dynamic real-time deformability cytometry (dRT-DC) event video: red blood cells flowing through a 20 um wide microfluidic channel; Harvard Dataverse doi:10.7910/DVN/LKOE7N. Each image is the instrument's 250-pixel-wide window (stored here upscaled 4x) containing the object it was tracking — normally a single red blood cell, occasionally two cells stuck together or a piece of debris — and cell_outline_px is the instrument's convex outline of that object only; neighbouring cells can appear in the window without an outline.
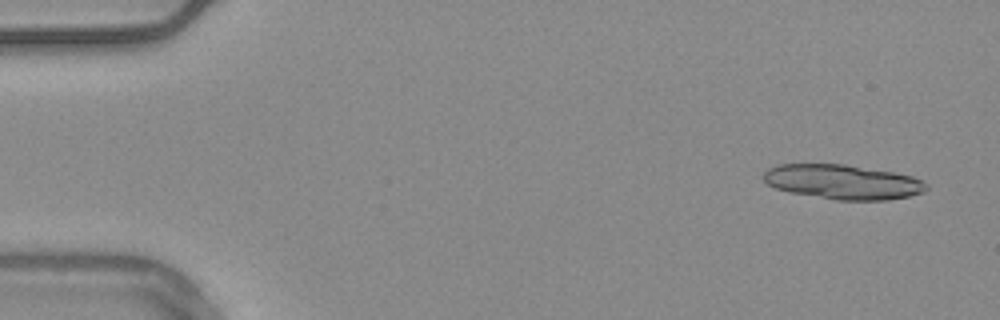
{"species": "common noctule bat (a hibernating species)", "species_latin": "Nyctalus noctula", "temperature_condition": "warm", "stored_images_in_passage": 16, "camera_frame_rate_fps": 3000, "um_per_image_px": 0.085, "animal": {"sex": "male", "body_mass_g": 20.4}, "frame": {"image": 1, "passage_image": 3, "time_ms": 0.667, "image_size_px": [1000, 320], "cell_outline_px": [[928, 188], [924, 192], [908, 196], [888, 200], [836, 200], [792, 192], [776, 188], [768, 184], [764, 180], [764, 172], [768, 168], [776, 164], [844, 164], [892, 172], [912, 176], [924, 180], [928, 184]], "centroid_in_image_um": [71.66, 15.46], "position_along_channel_um": 13.3, "area_um2": 32.77}}